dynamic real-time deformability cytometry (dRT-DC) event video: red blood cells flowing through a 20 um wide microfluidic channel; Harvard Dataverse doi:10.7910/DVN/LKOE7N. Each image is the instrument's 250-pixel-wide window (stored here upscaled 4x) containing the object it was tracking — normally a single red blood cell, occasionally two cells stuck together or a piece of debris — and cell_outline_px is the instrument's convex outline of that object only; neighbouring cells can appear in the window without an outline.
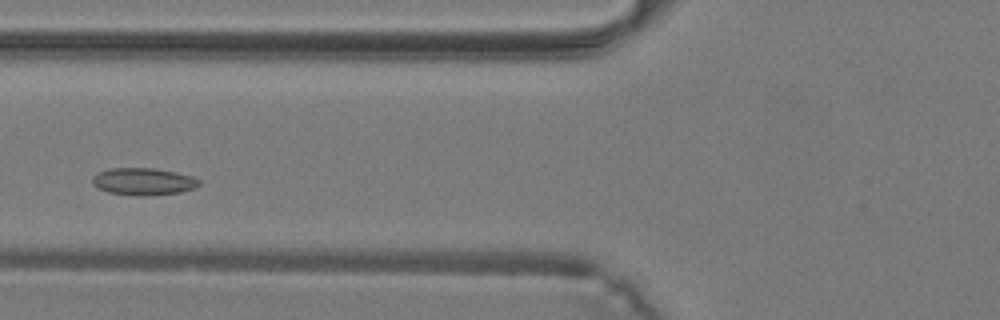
{"species": "common noctule bat (a hibernating species)", "species_latin": "Nyctalus noctula", "temperature_condition": "warm", "stored_images_in_passage": 26, "camera_frame_rate_fps": 3000, "um_per_image_px": 0.085, "animal": {"sex": "male", "body_mass_g": 19.2, "forearm_length_mm": 51.8}, "frame": {"image": 1, "passage_image": 9, "time_ms": 2.667, "image_size_px": [1000, 320], "cell_outline_px": [[200, 184], [196, 188], [180, 192], [148, 196], [136, 196], [108, 192], [92, 184], [92, 176], [96, 172], [112, 168], [156, 168], [192, 176], [200, 180]], "centroid_in_image_um": [12.18, 15.43], "position_along_channel_um": 113.6, "area_um2": 17.05}}
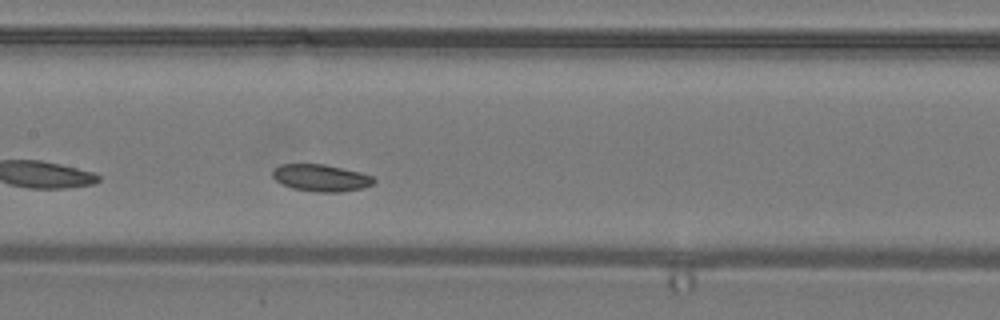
{"frame": {"image": 2, "passage_image": 13, "time_ms": 4.0, "image_size_px": [1000, 320], "cell_outline_px": [[376, 180], [372, 184], [364, 188], [340, 192], [316, 192], [292, 188], [276, 180], [272, 176], [272, 168], [280, 164], [324, 164], [360, 172], [372, 176]], "centroid_in_image_um": [27.27, 15.11], "position_along_channel_um": 180.1, "area_um2": 15.95}}
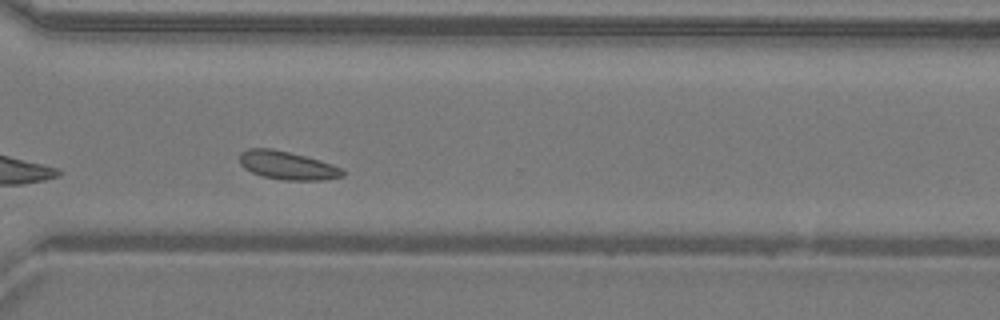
{"frame": {"image": 3, "passage_image": 23, "time_ms": 7.333, "image_size_px": [1000, 320], "cell_outline_px": [[344, 176], [324, 180], [280, 180], [264, 176], [252, 172], [244, 168], [240, 164], [240, 152], [248, 148], [272, 148], [320, 160], [344, 168]], "centroid_in_image_um": [24.44, 14.06], "position_along_channel_um": 346.2, "area_um2": 17.05}}